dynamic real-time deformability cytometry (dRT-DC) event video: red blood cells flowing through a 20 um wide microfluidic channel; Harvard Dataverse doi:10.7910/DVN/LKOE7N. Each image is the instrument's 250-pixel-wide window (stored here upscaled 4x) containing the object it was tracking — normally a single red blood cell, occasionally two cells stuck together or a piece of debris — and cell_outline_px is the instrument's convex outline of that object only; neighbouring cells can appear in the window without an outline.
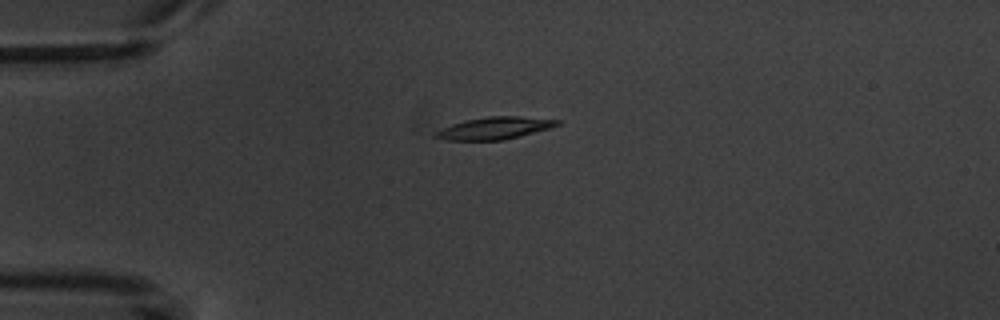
{"species": "common noctule bat (a hibernating species)", "species_latin": "Nyctalus noctula", "temperature_condition": "warm", "stored_images_in_passage": 2, "camera_frame_rate_fps": 3000, "um_per_image_px": 0.085, "animal": {"sex": "male", "body_mass_g": 20.1, "forearm_length_mm": 53.5}, "frame": {"image": 1, "passage_image": 1, "time_ms": 0.0, "image_size_px": [1000, 320], "cell_outline_px": [[560, 124], [552, 128], [504, 140], [448, 140], [432, 136], [432, 132], [452, 124], [464, 120], [488, 116], [516, 116], [560, 120]], "centroid_in_image_um": [42.02, 10.89], "position_along_channel_um": 43.0, "area_um2": 15.84}}